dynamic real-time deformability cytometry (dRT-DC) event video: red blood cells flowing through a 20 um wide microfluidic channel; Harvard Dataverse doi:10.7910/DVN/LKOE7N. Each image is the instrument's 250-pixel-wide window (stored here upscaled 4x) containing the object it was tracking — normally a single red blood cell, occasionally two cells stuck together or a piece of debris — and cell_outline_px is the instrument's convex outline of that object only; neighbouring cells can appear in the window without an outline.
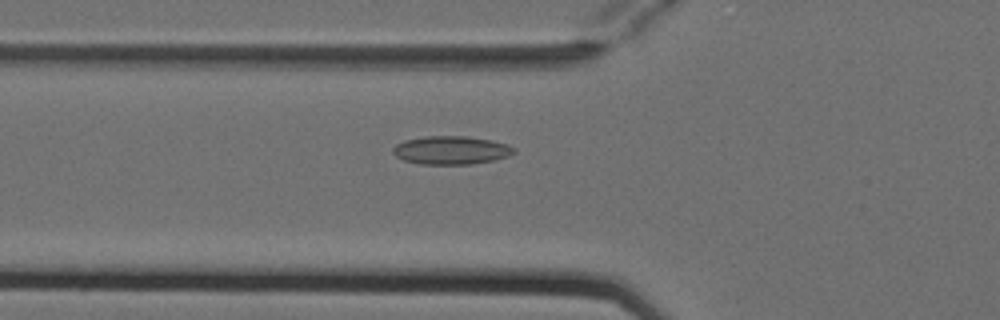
{"species": "Egyptian fruit bat (a non-hibernating species)", "species_latin": "Rousettus aegyptiacus", "temperature_condition": "cold", "stored_images_in_passage": 3, "camera_frame_rate_fps": 3000, "um_per_image_px": 0.085, "animal": {"sex": "female"}, "frame": {"image": 1, "passage_image": 3, "time_ms": 0.667, "image_size_px": [1000, 320], "cell_outline_px": [[516, 152], [508, 156], [492, 160], [472, 164], [420, 164], [404, 160], [396, 156], [392, 152], [392, 148], [396, 144], [404, 140], [424, 136], [468, 136], [492, 140], [508, 144], [516, 148]], "centroid_in_image_um": [38.35, 12.76], "position_along_channel_um": 87.4, "area_um2": 20.11}}